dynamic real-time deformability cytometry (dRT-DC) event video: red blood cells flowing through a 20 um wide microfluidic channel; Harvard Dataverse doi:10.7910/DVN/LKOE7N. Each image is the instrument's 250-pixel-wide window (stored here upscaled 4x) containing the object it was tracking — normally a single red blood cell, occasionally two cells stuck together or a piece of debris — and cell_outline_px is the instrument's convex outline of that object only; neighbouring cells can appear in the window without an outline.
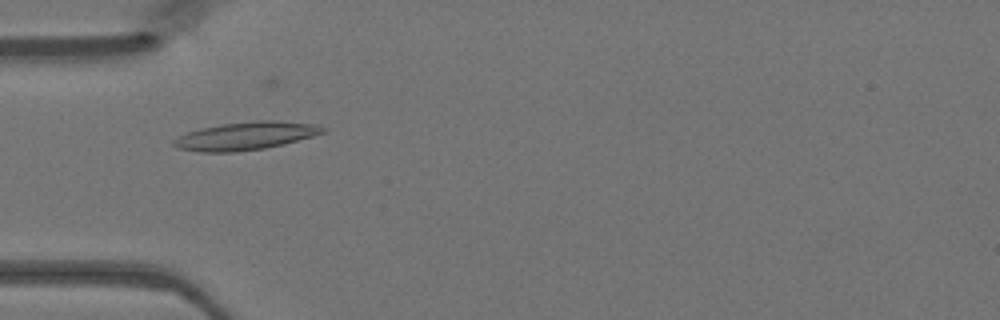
{"species": "Egyptian fruit bat (a non-hibernating species)", "species_latin": "Rousettus aegyptiacus", "temperature_condition": "warm", "stored_images_in_passage": 48, "camera_frame_rate_fps": 3000, "um_per_image_px": 0.085, "animal": {"sex": "female"}, "frame": {"image": 1, "passage_image": 15, "time_ms": 4.667, "image_size_px": [1000, 320], "cell_outline_px": [[328, 132], [264, 148], [236, 152], [200, 152], [176, 148], [172, 144], [172, 140], [176, 136], [188, 132], [204, 128], [224, 124], [256, 120], [272, 120], [320, 124], [328, 128]], "centroid_in_image_um": [20.9, 11.55], "position_along_channel_um": 64.1, "area_um2": 24.33}}
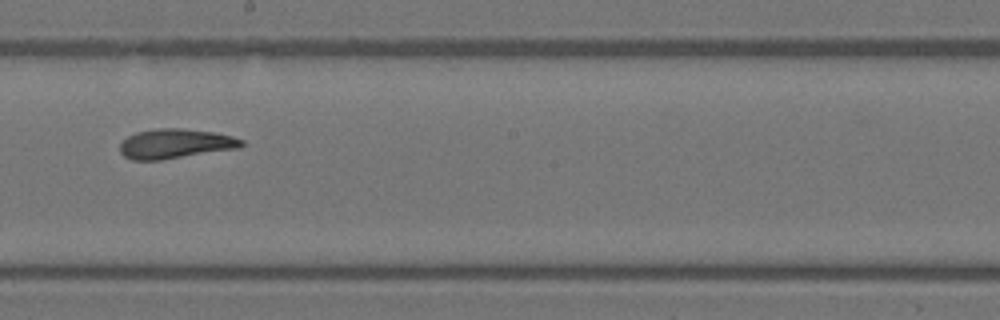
{"frame": {"image": 2, "passage_image": 27, "time_ms": 8.667, "image_size_px": [1000, 320], "cell_outline_px": [[244, 144], [240, 148], [160, 160], [132, 160], [124, 156], [120, 152], [120, 144], [128, 136], [136, 132], [156, 128], [184, 128], [212, 132], [232, 136], [244, 140]], "centroid_in_image_um": [14.91, 12.21], "position_along_channel_um": 233.3, "area_um2": 21.04}}
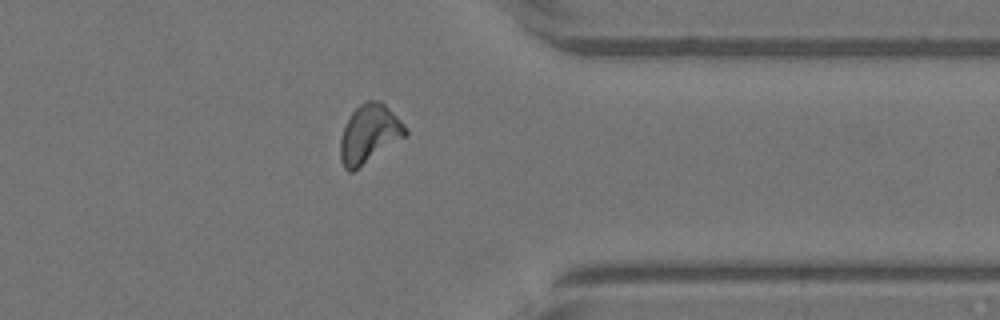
{"frame": {"image": 3, "passage_image": 38, "time_ms": 12.333, "image_size_px": [1000, 320], "cell_outline_px": [[408, 132], [404, 136], [352, 172], [348, 172], [344, 168], [340, 160], [340, 140], [344, 128], [352, 112], [360, 104], [368, 100], [380, 100], [404, 124]], "centroid_in_image_um": [31.35, 11.37], "position_along_channel_um": 380.0, "area_um2": 21.62}}